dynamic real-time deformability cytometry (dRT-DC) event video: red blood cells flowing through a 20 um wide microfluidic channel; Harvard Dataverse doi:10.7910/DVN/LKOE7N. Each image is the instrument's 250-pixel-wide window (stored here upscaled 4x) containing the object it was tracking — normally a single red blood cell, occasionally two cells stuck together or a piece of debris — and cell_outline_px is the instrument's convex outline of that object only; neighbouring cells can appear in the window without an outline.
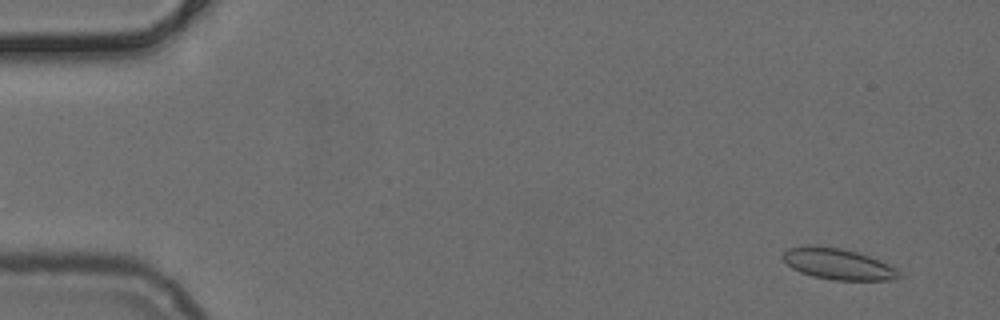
{"species": "common noctule bat (a hibernating species)", "species_latin": "Nyctalus noctula", "temperature_condition": "cold", "stored_images_in_passage": 52, "camera_frame_rate_fps": 3000, "um_per_image_px": 0.085, "animal": {"sex": "female", "body_mass_g": 24.6, "forearm_length_mm": 56.2}, "frame": {"image": 1, "passage_image": 4, "time_ms": 1.0, "image_size_px": [1000, 320], "cell_outline_px": [[900, 276], [888, 280], [832, 280], [812, 276], [800, 272], [792, 268], [780, 256], [788, 248], [812, 244], [840, 248], [856, 252], [880, 260], [896, 268], [900, 272]], "centroid_in_image_um": [71.19, 22.43], "position_along_channel_um": 13.8, "area_um2": 21.04}}
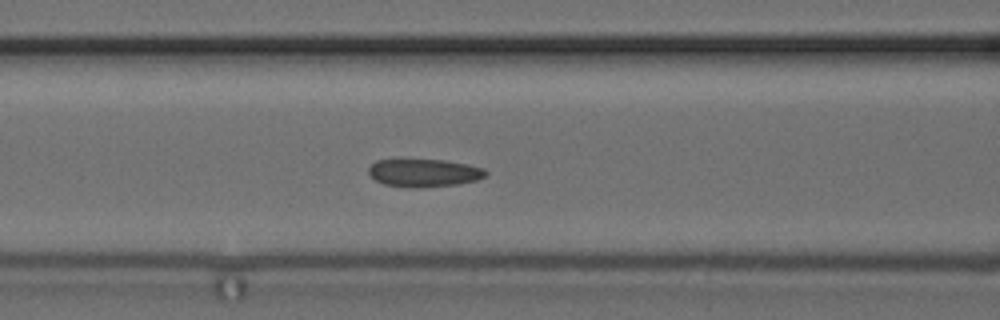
{"frame": {"image": 2, "passage_image": 22, "time_ms": 7.0, "image_size_px": [1000, 320], "cell_outline_px": [[488, 172], [484, 176], [476, 180], [460, 184], [412, 188], [408, 188], [384, 184], [376, 180], [368, 172], [368, 168], [376, 160], [444, 160], [468, 164], [484, 168]], "centroid_in_image_um": [36.05, 14.7], "position_along_channel_um": 130.5, "area_um2": 18.96}}
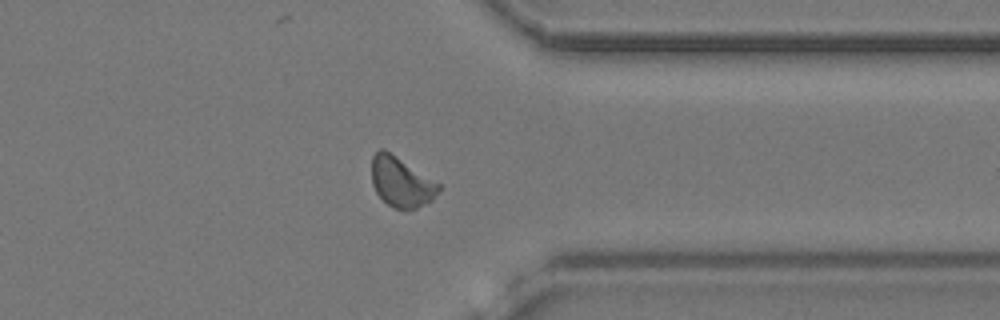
{"frame": {"image": 3, "passage_image": 41, "time_ms": 13.333, "image_size_px": [1000, 320], "cell_outline_px": [[440, 188], [432, 200], [416, 208], [396, 208], [388, 204], [376, 192], [372, 184], [372, 156], [380, 148], [384, 148], [440, 184]], "centroid_in_image_um": [34.08, 15.44], "position_along_channel_um": 377.3, "area_um2": 19.13}}